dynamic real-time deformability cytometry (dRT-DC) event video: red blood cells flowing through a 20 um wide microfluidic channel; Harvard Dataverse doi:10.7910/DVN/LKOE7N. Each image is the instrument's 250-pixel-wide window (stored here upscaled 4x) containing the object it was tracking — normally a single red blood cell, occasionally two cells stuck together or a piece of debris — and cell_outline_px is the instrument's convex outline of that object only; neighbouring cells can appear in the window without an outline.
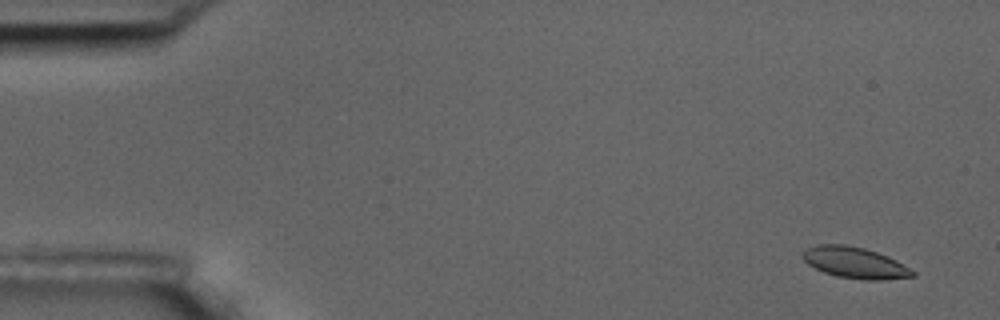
{"species": "common noctule bat (a hibernating species)", "species_latin": "Nyctalus noctula", "temperature_condition": "room temperature", "stored_images_in_passage": 5, "camera_frame_rate_fps": 3000, "um_per_image_px": 0.085, "animal": {"sex": "male", "body_mass_g": 17.5, "forearm_length_mm": 52.3}, "frame": {"image": 1, "passage_image": 1, "time_ms": 0.0, "image_size_px": [1000, 320], "cell_outline_px": [[916, 276], [880, 280], [864, 280], [836, 276], [824, 272], [808, 264], [800, 256], [800, 252], [816, 244], [844, 244], [864, 248], [888, 256], [896, 260], [916, 272]], "centroid_in_image_um": [72.64, 22.32], "position_along_channel_um": 12.4, "area_um2": 20.06}}
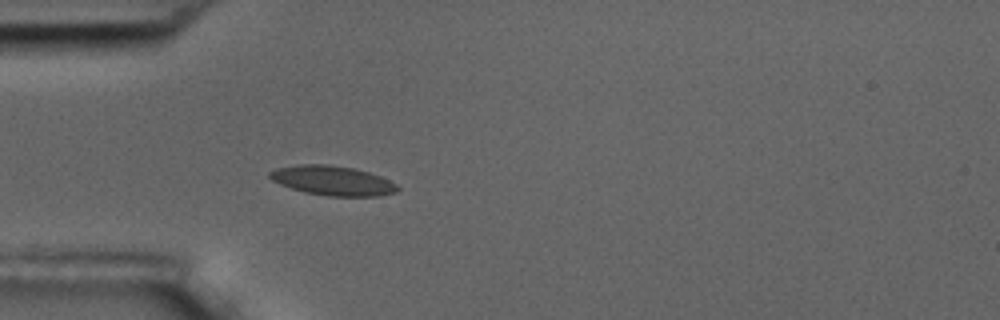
{"frame": {"image": 2, "passage_image": 5, "time_ms": 4.667, "image_size_px": [1000, 320], "cell_outline_px": [[400, 188], [396, 192], [380, 196], [328, 196], [304, 192], [280, 184], [272, 180], [268, 176], [268, 172], [276, 168], [300, 164], [328, 164], [352, 168], [368, 172], [380, 176], [396, 184]], "centroid_in_image_um": [28.25, 15.35], "position_along_channel_um": 56.7, "area_um2": 21.96}}